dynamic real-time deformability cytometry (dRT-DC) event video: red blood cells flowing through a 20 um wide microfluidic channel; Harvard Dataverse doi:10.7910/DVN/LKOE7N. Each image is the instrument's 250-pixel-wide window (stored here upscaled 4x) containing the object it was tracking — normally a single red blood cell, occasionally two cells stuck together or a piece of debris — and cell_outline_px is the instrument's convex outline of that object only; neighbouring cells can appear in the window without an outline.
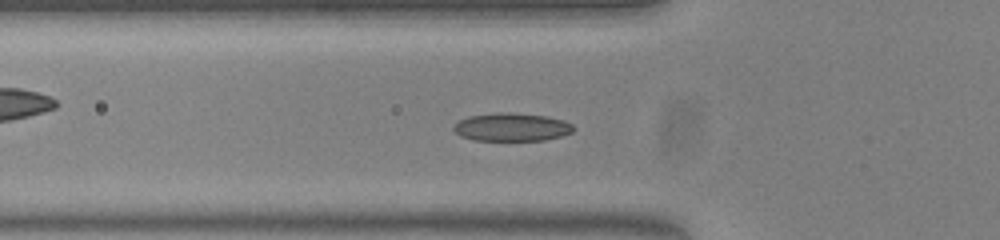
{"species": "common noctule bat (a hibernating species)", "species_latin": "Nyctalus noctula", "temperature_condition": "warm", "stored_images_in_passage": 52, "camera_frame_rate_fps": 3000, "um_per_image_px": 0.085, "animal": {"sex": "female", "body_mass_g": 23.0, "forearm_length_mm": 53.4}, "frame": {"image": 1, "passage_image": 16, "time_ms": 5.0, "image_size_px": [1000, 240], "cell_outline_px": [[576, 128], [572, 132], [560, 136], [544, 140], [476, 140], [460, 136], [452, 128], [460, 120], [468, 116], [496, 112], [508, 112], [544, 116], [564, 120], [572, 124]], "centroid_in_image_um": [43.5, 10.8], "position_along_channel_um": 82.3, "area_um2": 19.54}}
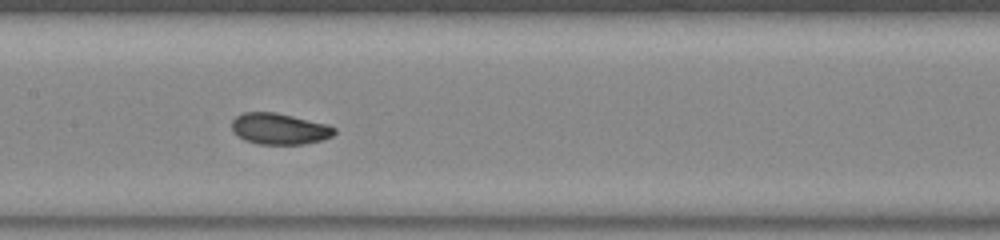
{"frame": {"image": 2, "passage_image": 24, "time_ms": 7.667, "image_size_px": [1000, 240], "cell_outline_px": [[336, 132], [332, 136], [320, 140], [304, 144], [256, 144], [244, 140], [232, 128], [232, 120], [236, 116], [244, 112], [276, 112], [328, 124], [336, 128]], "centroid_in_image_um": [23.77, 10.94], "position_along_channel_um": 183.6, "area_um2": 18.61}}
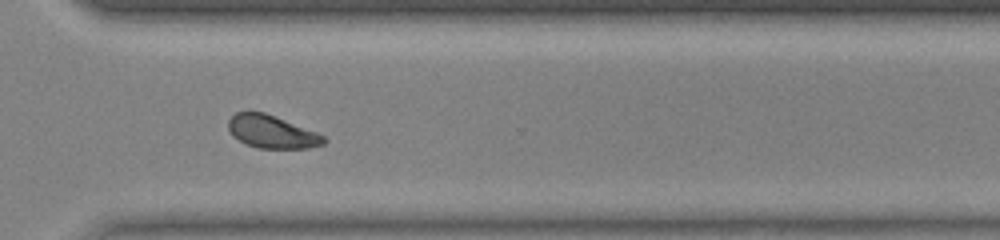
{"frame": {"image": 3, "passage_image": 37, "time_ms": 12.0, "image_size_px": [1000, 240], "cell_outline_px": [[328, 140], [324, 144], [308, 148], [256, 148], [244, 144], [232, 136], [228, 128], [228, 120], [236, 112], [264, 112], [316, 132], [324, 136]], "centroid_in_image_um": [23.08, 11.21], "position_along_channel_um": 347.5, "area_um2": 18.26}}